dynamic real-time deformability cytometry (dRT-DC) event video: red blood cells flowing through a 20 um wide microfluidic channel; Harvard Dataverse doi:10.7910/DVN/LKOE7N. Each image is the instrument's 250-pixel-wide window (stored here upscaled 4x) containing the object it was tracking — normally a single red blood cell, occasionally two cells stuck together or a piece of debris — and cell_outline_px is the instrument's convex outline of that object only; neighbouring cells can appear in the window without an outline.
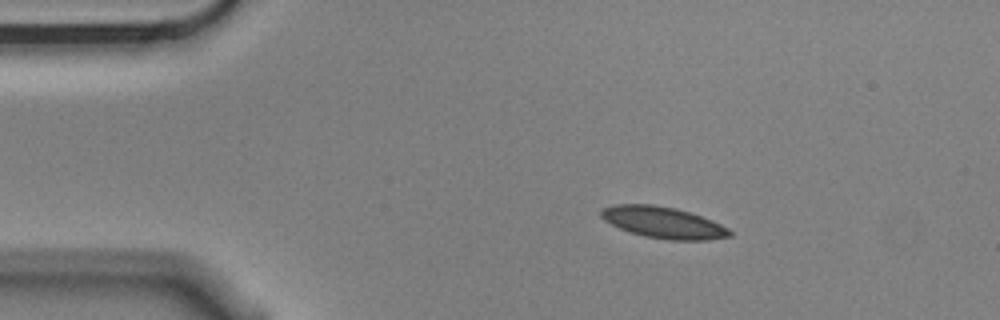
{"species": "Egyptian fruit bat (a non-hibernating species)", "species_latin": "Rousettus aegyptiacus", "temperature_condition": "cold", "stored_images_in_passage": 5, "camera_frame_rate_fps": 3000, "um_per_image_px": 0.085, "animal": {"sex": "male"}, "frame": {"image": 1, "passage_image": 1, "time_ms": 0.0, "image_size_px": [1000, 320], "cell_outline_px": [[732, 236], [708, 240], [668, 240], [644, 236], [620, 228], [604, 220], [600, 216], [600, 208], [612, 204], [652, 204], [676, 208], [712, 220], [728, 228], [732, 232]], "centroid_in_image_um": [56.36, 18.91], "position_along_channel_um": 28.6, "area_um2": 23.58}}
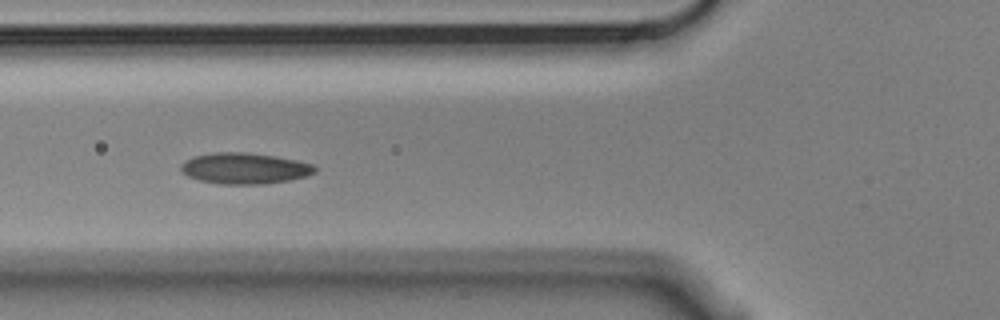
{"frame": {"image": 2, "passage_image": 4, "time_ms": 1.0, "image_size_px": [1000, 320], "cell_outline_px": [[316, 172], [304, 176], [288, 180], [264, 184], [220, 184], [200, 180], [188, 176], [180, 168], [180, 164], [184, 160], [192, 156], [212, 152], [244, 152], [272, 156], [296, 160], [316, 164]], "centroid_in_image_um": [20.77, 14.3], "position_along_channel_um": 105.0, "area_um2": 24.22}}
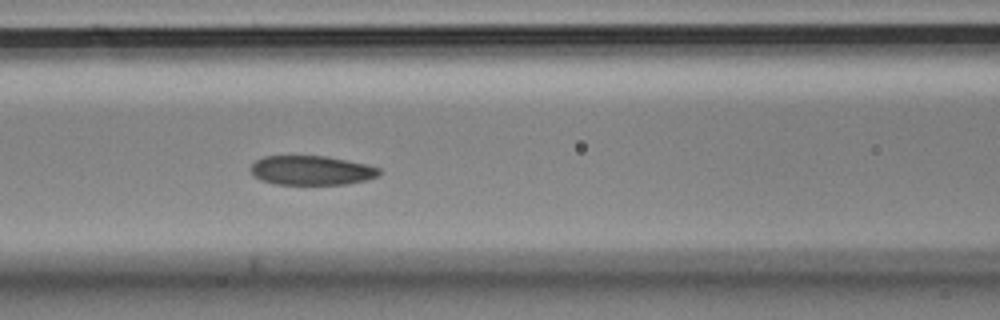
{"frame": {"image": 3, "passage_image": 5, "time_ms": 1.333, "image_size_px": [1000, 320], "cell_outline_px": [[380, 172], [376, 176], [368, 180], [344, 184], [276, 184], [260, 180], [252, 176], [248, 168], [256, 160], [264, 156], [328, 156], [368, 164], [380, 168]], "centroid_in_image_um": [26.44, 14.48], "position_along_channel_um": 140.2, "area_um2": 22.2}}